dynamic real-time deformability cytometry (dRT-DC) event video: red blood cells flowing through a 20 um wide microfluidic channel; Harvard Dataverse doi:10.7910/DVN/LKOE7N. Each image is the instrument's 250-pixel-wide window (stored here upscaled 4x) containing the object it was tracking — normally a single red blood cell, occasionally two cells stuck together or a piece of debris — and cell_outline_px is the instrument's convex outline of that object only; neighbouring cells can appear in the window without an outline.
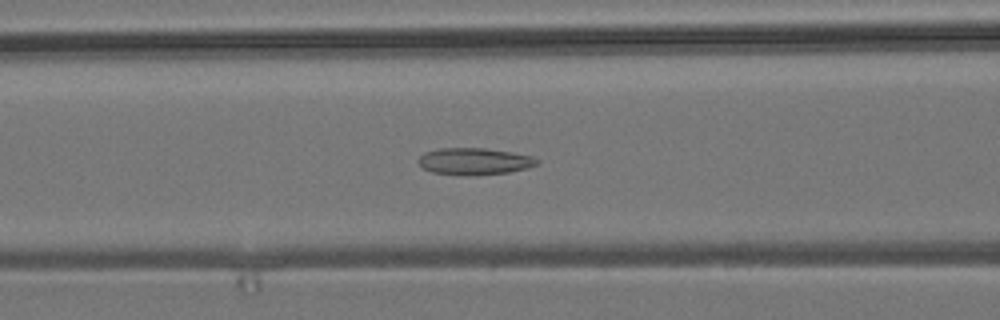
{"species": "common noctule bat (a hibernating species)", "species_latin": "Nyctalus noctula", "temperature_condition": "room temperature", "stored_images_in_passage": 27, "camera_frame_rate_fps": 3000, "um_per_image_px": 0.085, "animal": {"sex": "male", "body_mass_g": 19.2, "forearm_length_mm": 51.8}, "frame": {"image": 1, "passage_image": 22, "time_ms": 7.0, "image_size_px": [1000, 320], "cell_outline_px": [[540, 164], [528, 168], [508, 172], [472, 176], [464, 176], [432, 172], [424, 168], [416, 160], [424, 152], [440, 148], [484, 148], [512, 152], [532, 156], [540, 160]], "centroid_in_image_um": [40.34, 13.72], "position_along_channel_um": 126.3, "area_um2": 18.79}}
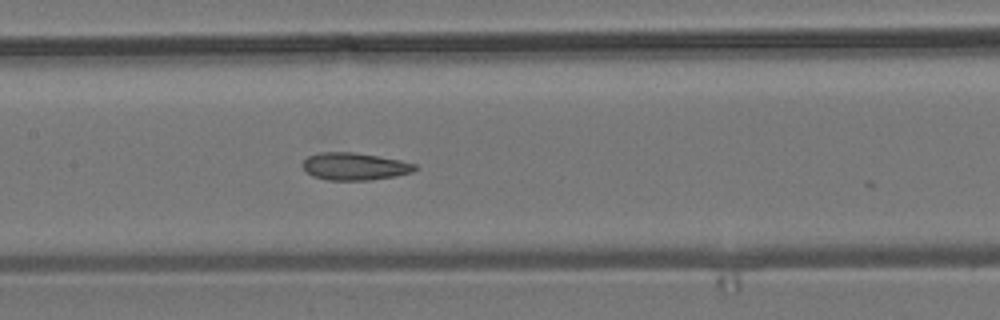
{"frame": {"image": 2, "passage_image": 26, "time_ms": 8.333, "image_size_px": [1000, 320], "cell_outline_px": [[416, 168], [412, 172], [396, 176], [368, 180], [328, 180], [312, 176], [304, 168], [304, 160], [308, 156], [320, 152], [352, 152], [400, 160], [416, 164]], "centroid_in_image_um": [30.14, 14.15], "position_along_channel_um": 177.3, "area_um2": 17.69}}